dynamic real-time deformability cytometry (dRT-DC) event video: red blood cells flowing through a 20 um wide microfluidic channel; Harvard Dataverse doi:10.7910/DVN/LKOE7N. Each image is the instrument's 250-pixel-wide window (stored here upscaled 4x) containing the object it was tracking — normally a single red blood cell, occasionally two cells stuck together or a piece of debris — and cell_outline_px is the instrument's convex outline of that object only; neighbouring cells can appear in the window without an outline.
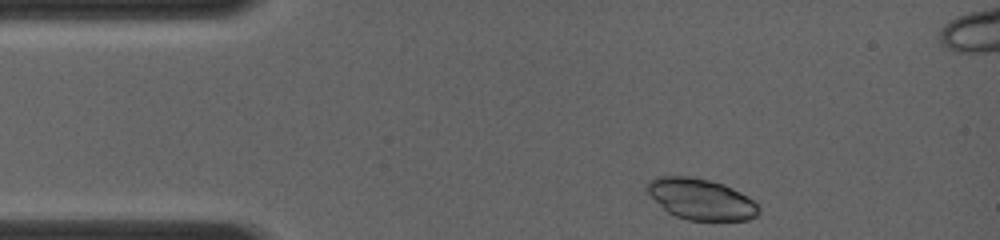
{"species": "common noctule bat (a hibernating species)", "species_latin": "Nyctalus noctula", "temperature_condition": "room temperature", "stored_images_in_passage": 14, "camera_frame_rate_fps": 4000, "um_per_image_px": 0.085, "animal": {"sex": "female", "body_mass_g": 19.0, "forearm_length_mm": 56.7}, "frame": {"image": 1, "passage_image": 1, "time_ms": 0.0, "image_size_px": [1000, 240], "cell_outline_px": [[760, 212], [756, 216], [748, 220], [688, 220], [676, 216], [668, 212], [644, 188], [656, 176], [688, 176], [708, 180], [724, 184], [748, 196], [760, 208]], "centroid_in_image_um": [59.6, 16.93], "position_along_channel_um": 25.4, "area_um2": 26.41}}
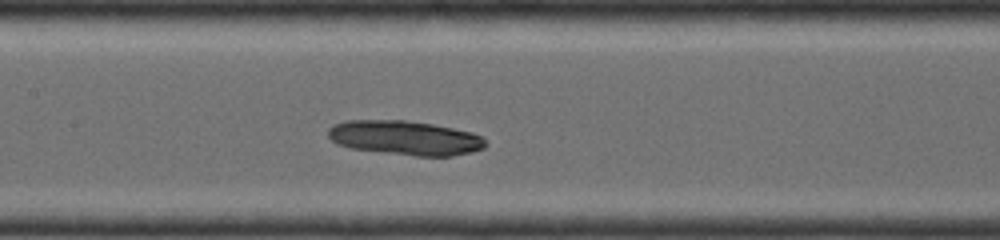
{"frame": {"image": 2, "passage_image": 10, "time_ms": 4.5, "image_size_px": [1000, 240], "cell_outline_px": [[488, 144], [484, 148], [472, 152], [452, 156], [416, 156], [352, 148], [340, 144], [332, 140], [328, 136], [328, 128], [332, 124], [348, 120], [404, 120], [432, 124], [472, 132], [484, 136]], "centroid_in_image_um": [34.48, 11.71], "position_along_channel_um": 172.9, "area_um2": 31.56}}
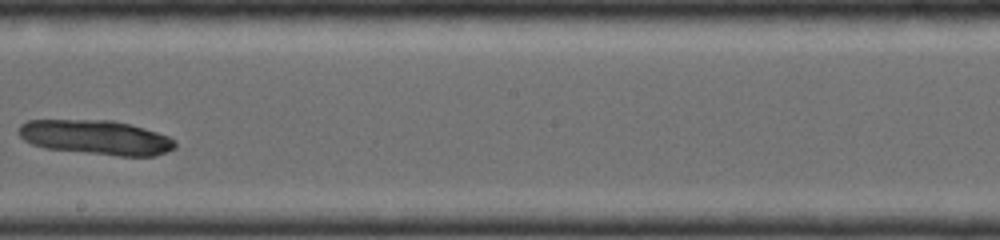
{"frame": {"image": 3, "passage_image": 13, "time_ms": 6.0, "image_size_px": [1000, 240], "cell_outline_px": [[176, 148], [156, 156], [116, 156], [44, 148], [32, 144], [24, 140], [20, 136], [20, 124], [28, 120], [112, 120], [144, 128], [168, 136], [176, 140]], "centroid_in_image_um": [8.18, 11.69], "position_along_channel_um": 240.0, "area_um2": 31.56}}